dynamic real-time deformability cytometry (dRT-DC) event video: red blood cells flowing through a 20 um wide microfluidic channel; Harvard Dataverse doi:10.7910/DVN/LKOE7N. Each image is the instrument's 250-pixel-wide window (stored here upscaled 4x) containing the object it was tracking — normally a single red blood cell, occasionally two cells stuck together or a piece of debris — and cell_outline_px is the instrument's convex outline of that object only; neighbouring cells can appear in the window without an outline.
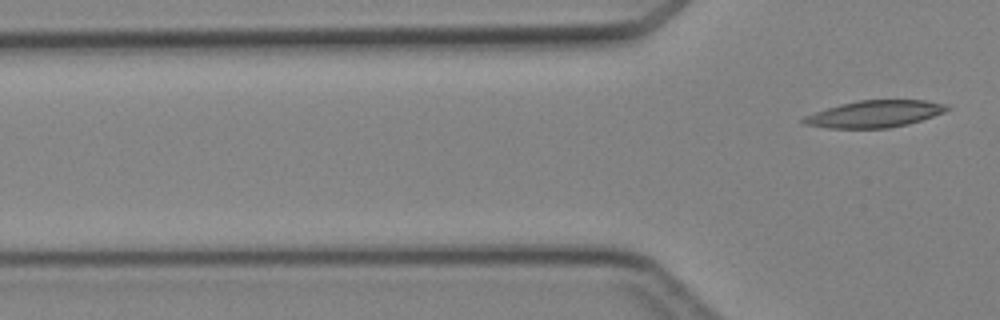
{"species": "Egyptian fruit bat (a non-hibernating species)", "species_latin": "Rousettus aegyptiacus", "temperature_condition": "cold", "stored_images_in_passage": 2, "camera_frame_rate_fps": 3000, "um_per_image_px": 0.085, "animal": {"sex": "female"}, "frame": {"image": 1, "passage_image": 2, "time_ms": 2.0, "image_size_px": [1000, 320], "cell_outline_px": [[952, 108], [944, 112], [908, 124], [888, 128], [828, 128], [804, 124], [800, 120], [804, 116], [840, 104], [856, 100], [924, 100], [944, 104]], "centroid_in_image_um": [74.33, 9.68], "position_along_channel_um": 51.5, "area_um2": 22.31}}